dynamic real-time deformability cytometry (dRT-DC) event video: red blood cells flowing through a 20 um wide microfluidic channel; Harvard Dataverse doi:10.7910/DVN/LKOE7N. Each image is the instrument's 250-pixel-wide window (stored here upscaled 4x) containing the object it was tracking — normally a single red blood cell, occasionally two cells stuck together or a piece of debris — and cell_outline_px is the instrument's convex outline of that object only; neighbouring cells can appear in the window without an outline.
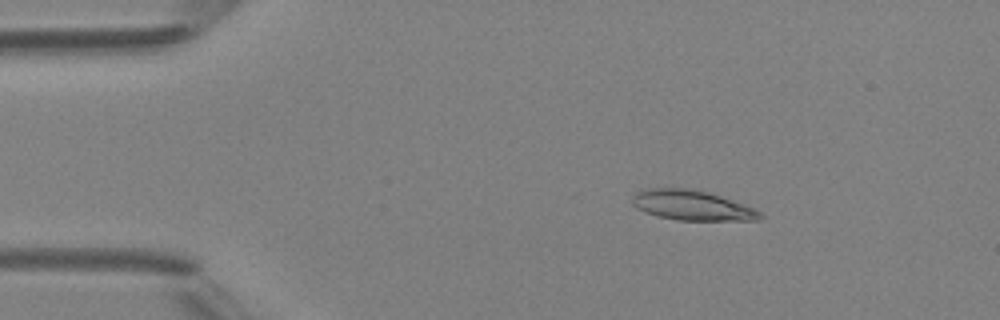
{"species": "Egyptian fruit bat (a non-hibernating species)", "species_latin": "Rousettus aegyptiacus", "temperature_condition": "room temperature", "stored_images_in_passage": 6, "camera_frame_rate_fps": 3000, "um_per_image_px": 0.085, "animal": {"sex": "female"}, "frame": {"image": 1, "passage_image": 2, "time_ms": 1.333, "image_size_px": [1000, 320], "cell_outline_px": [[764, 216], [760, 220], [676, 220], [644, 212], [636, 208], [632, 204], [632, 200], [636, 192], [644, 188], [688, 188], [708, 192], [744, 204], [760, 212]], "centroid_in_image_um": [58.8, 17.45], "position_along_channel_um": 26.2, "area_um2": 22.25}}
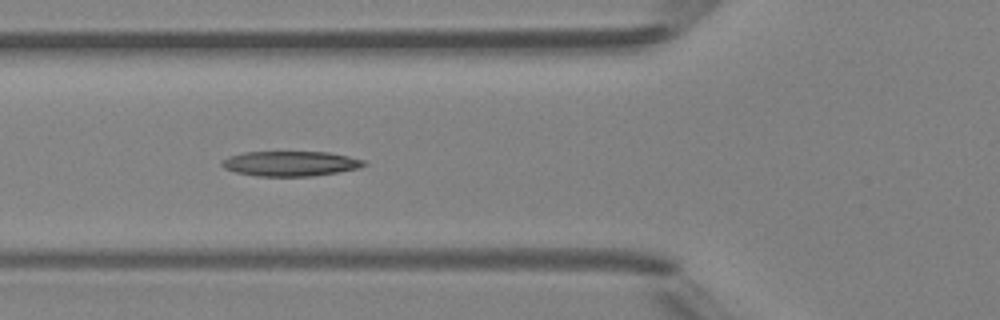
{"frame": {"image": 2, "passage_image": 5, "time_ms": 4.667, "image_size_px": [1000, 320], "cell_outline_px": [[368, 164], [360, 168], [312, 176], [256, 176], [236, 172], [224, 168], [220, 164], [220, 160], [228, 156], [244, 152], [328, 152], [348, 156], [364, 160]], "centroid_in_image_um": [24.66, 13.9], "position_along_channel_um": 101.1, "area_um2": 20.75}}
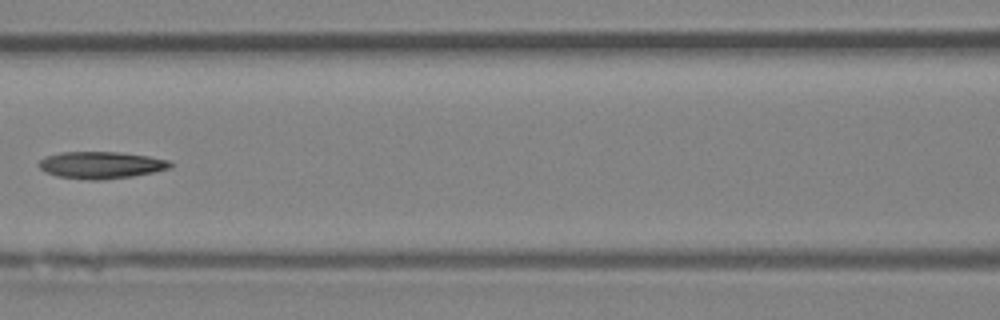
{"frame": {"image": 3, "passage_image": 6, "time_ms": 6.0, "image_size_px": [1000, 320], "cell_outline_px": [[172, 164], [168, 168], [152, 172], [132, 176], [100, 180], [88, 180], [56, 176], [44, 172], [36, 164], [44, 156], [60, 152], [116, 152], [148, 156], [168, 160]], "centroid_in_image_um": [8.5, 14.03], "position_along_channel_um": 158.1, "area_um2": 20.63}}